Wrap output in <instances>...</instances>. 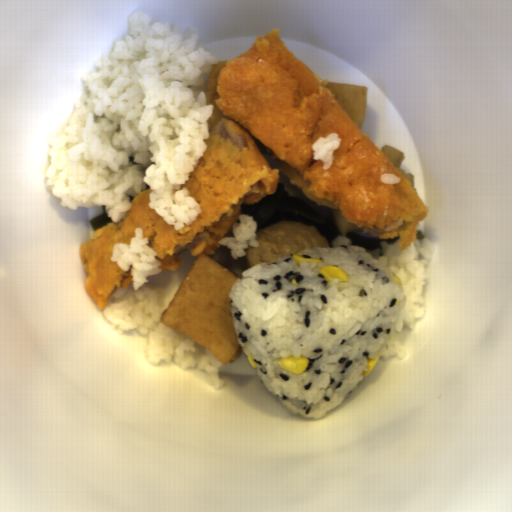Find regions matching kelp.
Masks as SVG:
<instances>
[{"instance_id": "3", "label": "kelp", "mask_w": 512, "mask_h": 512, "mask_svg": "<svg viewBox=\"0 0 512 512\" xmlns=\"http://www.w3.org/2000/svg\"><path fill=\"white\" fill-rule=\"evenodd\" d=\"M109 222H112V221L109 219L104 207L102 206L101 213L98 214L93 219H91L89 224L93 228V230L96 232L98 228L102 227L103 225H105Z\"/></svg>"}, {"instance_id": "1", "label": "kelp", "mask_w": 512, "mask_h": 512, "mask_svg": "<svg viewBox=\"0 0 512 512\" xmlns=\"http://www.w3.org/2000/svg\"><path fill=\"white\" fill-rule=\"evenodd\" d=\"M239 210L240 215H248L255 221L256 232L278 221H299L313 225L329 247L337 237L342 236L350 239L351 245L360 246L371 254L381 249V242L392 244L400 241V237L378 238L364 233L348 223L337 209L312 201L284 174H280L274 193L255 204L241 203Z\"/></svg>"}, {"instance_id": "4", "label": "kelp", "mask_w": 512, "mask_h": 512, "mask_svg": "<svg viewBox=\"0 0 512 512\" xmlns=\"http://www.w3.org/2000/svg\"><path fill=\"white\" fill-rule=\"evenodd\" d=\"M425 239L424 232L420 230H416V238L415 240H422Z\"/></svg>"}, {"instance_id": "2", "label": "kelp", "mask_w": 512, "mask_h": 512, "mask_svg": "<svg viewBox=\"0 0 512 512\" xmlns=\"http://www.w3.org/2000/svg\"><path fill=\"white\" fill-rule=\"evenodd\" d=\"M208 257L232 271L249 269L246 253L238 259H234L227 246L219 245Z\"/></svg>"}]
</instances>
